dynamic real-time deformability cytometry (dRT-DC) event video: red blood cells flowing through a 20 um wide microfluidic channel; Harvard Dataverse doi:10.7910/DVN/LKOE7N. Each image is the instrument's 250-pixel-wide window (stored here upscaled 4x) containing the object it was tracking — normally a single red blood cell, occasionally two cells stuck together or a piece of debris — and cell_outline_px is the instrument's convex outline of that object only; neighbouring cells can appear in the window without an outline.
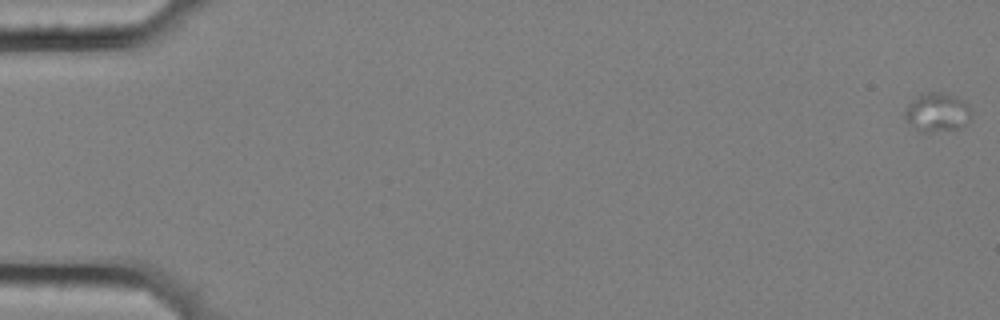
{"species": "common noctule bat (a hibernating species)", "species_latin": "Nyctalus noctula", "temperature_condition": "cold", "stored_images_in_passage": 17, "camera_frame_rate_fps": 3000, "um_per_image_px": 0.085, "animal": {"sex": "female", "body_mass_g": 25.1}, "frame": {"image": 1, "passage_image": 1, "time_ms": 0.0, "image_size_px": [1000, 320], "cell_outline_px": [[972, 116], [964, 124], [956, 128], [924, 132], [916, 128], [904, 116], [904, 112], [908, 104], [920, 96], [928, 92], [940, 92], [956, 96], [968, 104], [972, 112]], "centroid_in_image_um": [79.7, 9.52], "position_along_channel_um": 5.3, "area_um2": 14.51}}